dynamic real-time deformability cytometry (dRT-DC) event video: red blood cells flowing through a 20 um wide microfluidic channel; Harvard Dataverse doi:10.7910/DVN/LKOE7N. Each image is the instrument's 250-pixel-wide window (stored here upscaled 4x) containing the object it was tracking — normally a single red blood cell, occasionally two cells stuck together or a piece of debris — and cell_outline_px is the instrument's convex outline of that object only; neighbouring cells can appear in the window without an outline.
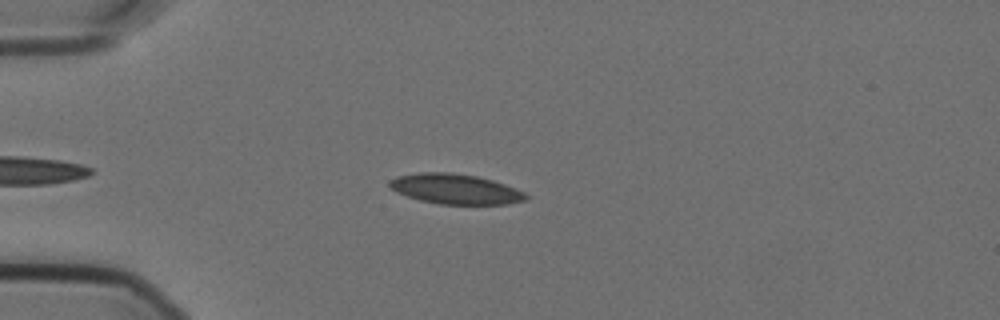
{"species": "Egyptian fruit bat (a non-hibernating species)", "species_latin": "Rousettus aegyptiacus", "temperature_condition": "cold", "stored_images_in_passage": 47, "camera_frame_rate_fps": 3000, "um_per_image_px": 0.085, "animal": {"sex": "female"}, "frame": {"image": 1, "passage_image": 9, "time_ms": 2.667, "image_size_px": [1000, 320], "cell_outline_px": [[528, 200], [508, 204], [440, 204], [420, 200], [396, 192], [388, 184], [388, 180], [396, 176], [420, 172], [452, 172], [476, 176], [492, 180], [516, 188], [524, 192], [528, 196]], "centroid_in_image_um": [38.71, 16.06], "position_along_channel_um": 46.3, "area_um2": 23.99}}
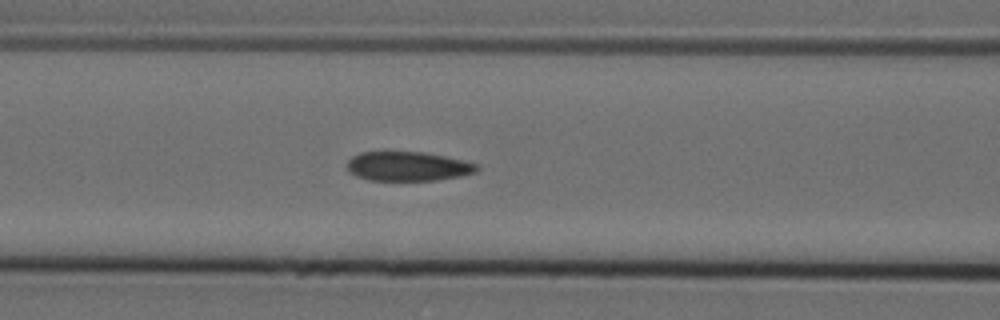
{"frame": {"image": 2, "passage_image": 18, "time_ms": 5.667, "image_size_px": [1000, 320], "cell_outline_px": [[480, 168], [476, 172], [460, 176], [436, 180], [368, 180], [356, 176], [348, 172], [348, 160], [352, 156], [360, 152], [424, 152], [444, 156], [480, 164]], "centroid_in_image_um": [34.68, 14.14], "position_along_channel_um": 131.9, "area_um2": 22.2}}
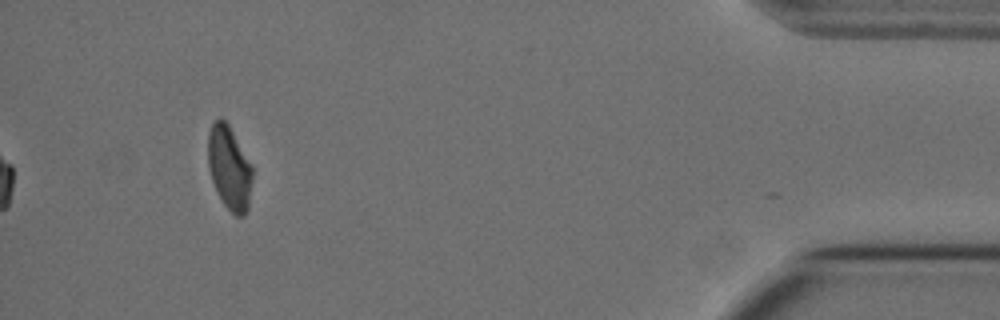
{"frame": {"image": 3, "passage_image": 47, "time_ms": 15.333, "image_size_px": [1000, 320], "cell_outline_px": [[252, 180], [248, 208], [244, 216], [236, 216], [224, 204], [212, 180], [208, 164], [208, 132], [212, 124], [220, 116], [228, 124], [252, 168]], "centroid_in_image_um": [19.48, 14.27], "position_along_channel_um": 415.7, "area_um2": 21.15}, "authors_computed_cell_mechanics": {"area_um2": 23.5824, "velocity_mm_per_s": 3.5693, "shape_relaxation_time_tau1_ms": null, "shape_relaxation_time_tau2_ms": 2.2273, "deformation_change_tau1": null, "deformation_change_tau2": 0.0751}}